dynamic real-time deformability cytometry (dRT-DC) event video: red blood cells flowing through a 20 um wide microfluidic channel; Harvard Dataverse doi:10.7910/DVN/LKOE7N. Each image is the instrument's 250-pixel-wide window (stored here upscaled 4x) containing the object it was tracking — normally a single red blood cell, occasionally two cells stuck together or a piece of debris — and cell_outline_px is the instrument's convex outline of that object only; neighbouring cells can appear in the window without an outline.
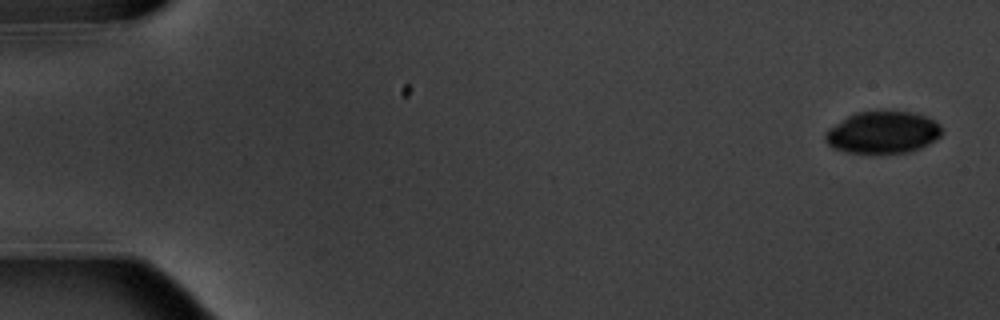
{"species": "common noctule bat (a hibernating species)", "species_latin": "Nyctalus noctula", "temperature_condition": "warm", "stored_images_in_passage": 5, "camera_frame_rate_fps": 3000, "um_per_image_px": 0.085, "animal": {"sex": "male", "body_mass_g": 20.1, "forearm_length_mm": 53.5}, "frame": {"image": 1, "passage_image": 1, "time_ms": 0.0, "image_size_px": [1000, 320], "cell_outline_px": [[940, 136], [936, 140], [920, 148], [908, 152], [844, 152], [832, 148], [824, 140], [824, 132], [828, 128], [848, 116], [856, 112], [912, 112], [936, 120], [940, 124]], "centroid_in_image_um": [75.01, 11.25], "position_along_channel_um": 10.0, "area_um2": 28.32}}
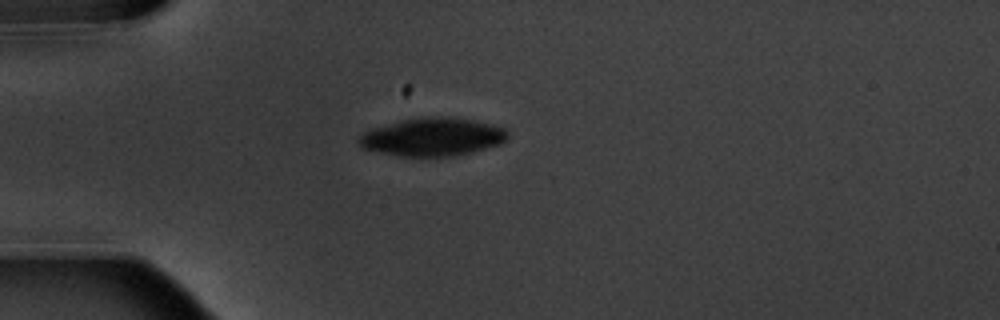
{"frame": {"image": 2, "passage_image": 5, "time_ms": 4.667, "image_size_px": [1000, 320], "cell_outline_px": [[508, 140], [500, 144], [472, 152], [452, 156], [400, 156], [380, 152], [364, 148], [356, 140], [368, 128], [420, 116], [448, 116], [472, 120], [492, 124], [504, 128], [508, 132]], "centroid_in_image_um": [36.77, 11.62], "position_along_channel_um": 48.2, "area_um2": 33.23}}